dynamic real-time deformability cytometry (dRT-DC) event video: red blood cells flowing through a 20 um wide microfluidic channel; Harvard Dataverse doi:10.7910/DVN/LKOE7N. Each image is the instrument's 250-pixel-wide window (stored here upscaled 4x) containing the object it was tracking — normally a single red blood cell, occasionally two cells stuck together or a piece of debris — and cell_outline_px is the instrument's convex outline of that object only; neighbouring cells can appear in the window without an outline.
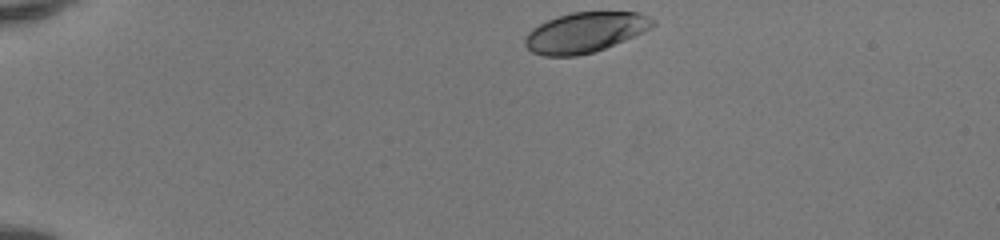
{"species": "human", "species_latin": "Homo sapiens", "temperature_condition": "room temperature", "stored_images_in_passage": 41, "camera_frame_rate_fps": 3000, "um_per_image_px": 0.085, "donor": {"sex": "female"}, "frame": {"image": 1, "passage_image": 1, "time_ms": 0.0, "image_size_px": [1000, 240], "cell_outline_px": [[656, 24], [652, 28], [644, 32], [604, 48], [592, 52], [576, 56], [544, 56], [532, 52], [524, 44], [524, 40], [528, 32], [532, 28], [556, 16], [572, 12], [640, 12], [656, 20]], "centroid_in_image_um": [49.75, 2.74], "position_along_channel_um": 35.3, "area_um2": 29.94}}
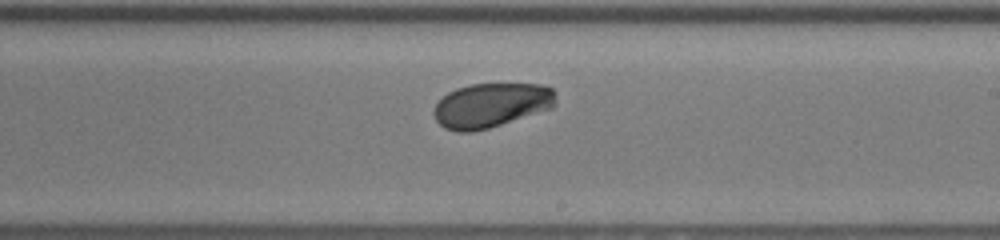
{"frame": {"image": 2, "passage_image": 22, "time_ms": 7.0, "image_size_px": [1000, 240], "cell_outline_px": [[556, 104], [552, 108], [488, 128], [472, 132], [456, 132], [444, 128], [436, 120], [432, 112], [436, 104], [448, 92], [456, 88], [472, 84], [544, 84], [552, 88], [556, 92]], "centroid_in_image_um": [41.75, 8.94], "position_along_channel_um": 247.2, "area_um2": 31.67}}
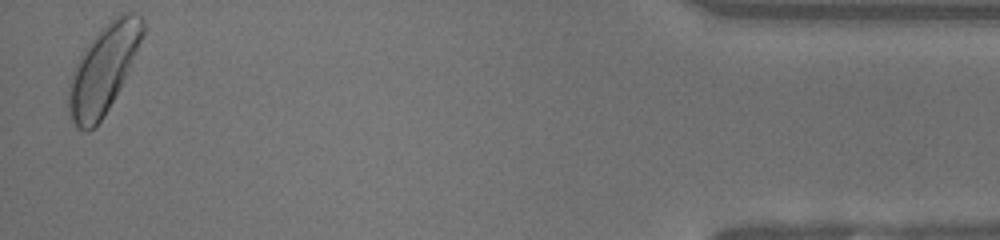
{"frame": {"image": 3, "passage_image": 40, "time_ms": 13.0, "image_size_px": [1000, 240], "cell_outline_px": [[144, 32], [120, 88], [104, 116], [88, 132], [84, 132], [76, 128], [68, 116], [68, 84], [72, 72], [84, 48], [100, 28], [120, 12], [132, 12], [140, 16], [144, 20]], "centroid_in_image_um": [8.75, 5.9], "position_along_channel_um": 426.5, "area_um2": 37.8}, "authors_computed_cell_mechanics": {"area_um2": 31.7322, "velocity_mm_per_s": 4.117, "shape_relaxation_time_tau1_ms": 1.5535, "shape_relaxation_time_tau2_ms": null, "deformation_change_tau1": 0.0917, "deformation_change_tau2": null}}